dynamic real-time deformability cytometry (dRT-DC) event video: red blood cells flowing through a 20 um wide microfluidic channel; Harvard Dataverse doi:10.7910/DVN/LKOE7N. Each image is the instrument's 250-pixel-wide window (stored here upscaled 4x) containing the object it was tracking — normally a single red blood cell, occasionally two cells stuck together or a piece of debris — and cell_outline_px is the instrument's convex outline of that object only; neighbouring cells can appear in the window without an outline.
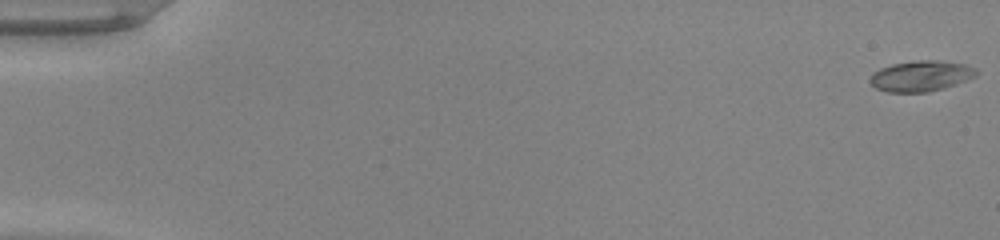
{"species": "common noctule bat (a hibernating species)", "species_latin": "Nyctalus noctula", "temperature_condition": "warm", "stored_images_in_passage": 52, "camera_frame_rate_fps": 3000, "um_per_image_px": 0.085, "animal": {"sex": "male", "body_mass_g": 20.0, "forearm_length_mm": 53.3}, "frame": {"image": 1, "passage_image": 1, "time_ms": 0.0, "image_size_px": [1000, 240], "cell_outline_px": [[976, 76], [956, 84], [944, 88], [928, 92], [888, 92], [876, 88], [868, 80], [872, 72], [880, 68], [892, 64], [912, 60], [936, 60], [964, 64], [976, 68]], "centroid_in_image_um": [78.24, 6.45], "position_along_channel_um": 6.8, "area_um2": 19.07}}
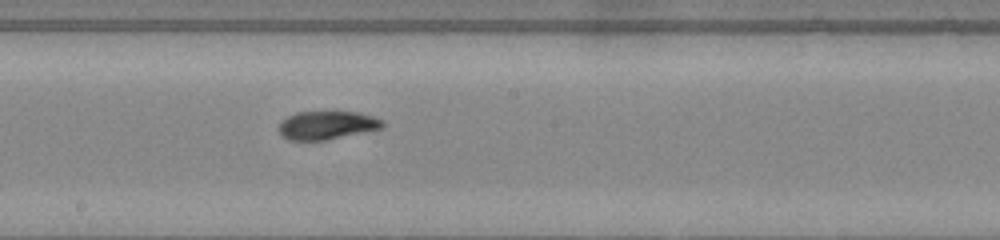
{"frame": {"image": 2, "passage_image": 30, "time_ms": 9.667, "image_size_px": [1000, 240], "cell_outline_px": [[384, 128], [324, 140], [288, 140], [280, 136], [280, 120], [296, 112], [360, 112], [384, 120]], "centroid_in_image_um": [27.79, 10.64], "position_along_channel_um": 220.4, "area_um2": 17.17}}
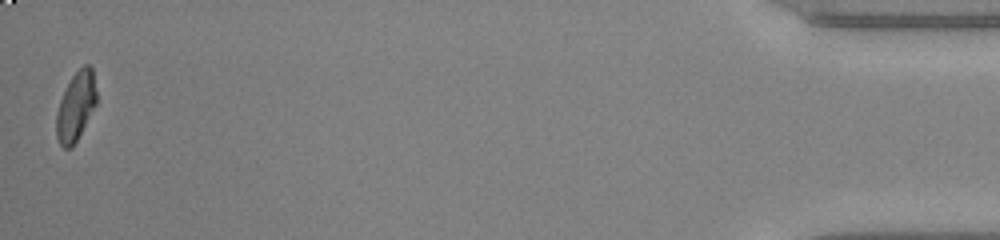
{"frame": {"image": 3, "passage_image": 52, "time_ms": 17.0, "image_size_px": [1000, 240], "cell_outline_px": [[96, 104], [72, 148], [64, 148], [60, 144], [56, 136], [56, 112], [60, 100], [72, 76], [84, 64], [88, 64], [92, 68], [96, 92]], "centroid_in_image_um": [6.43, 9.05], "position_along_channel_um": 428.8, "area_um2": 15.84}, "authors_computed_cell_mechanics": {"area_um2": 17.4267, "velocity_mm_per_s": 4.0294, "shape_relaxation_time_tau1_ms": 4.4318, "shape_relaxation_time_tau2_ms": 2.2288, "deformation_change_tau1": 0.1776, "deformation_change_tau2": 0.0668}}